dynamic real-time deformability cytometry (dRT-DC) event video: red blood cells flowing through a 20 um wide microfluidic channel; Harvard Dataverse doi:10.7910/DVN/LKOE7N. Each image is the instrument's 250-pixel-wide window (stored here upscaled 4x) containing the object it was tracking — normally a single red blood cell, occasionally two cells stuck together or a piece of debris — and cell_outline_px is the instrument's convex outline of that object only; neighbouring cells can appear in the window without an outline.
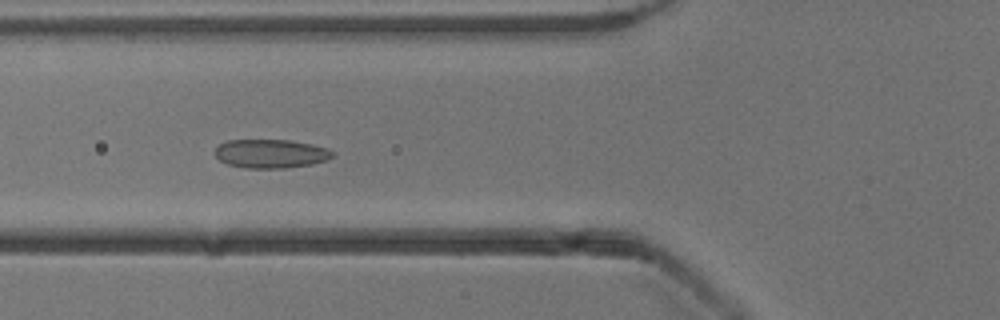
{"species": "common noctule bat (a hibernating species)", "species_latin": "Nyctalus noctula", "temperature_condition": "cold", "stored_images_in_passage": 24, "camera_frame_rate_fps": 3000, "um_per_image_px": 0.085, "animal": {"sex": "male", "body_mass_g": 13.3}, "frame": {"image": 1, "passage_image": 6, "time_ms": 1.667, "image_size_px": [1000, 320], "cell_outline_px": [[332, 156], [328, 160], [312, 164], [284, 168], [244, 168], [228, 164], [220, 160], [212, 152], [220, 144], [228, 140], [288, 140], [312, 144], [328, 148], [332, 152]], "centroid_in_image_um": [23.0, 13.06], "position_along_channel_um": 102.8, "area_um2": 19.71}}
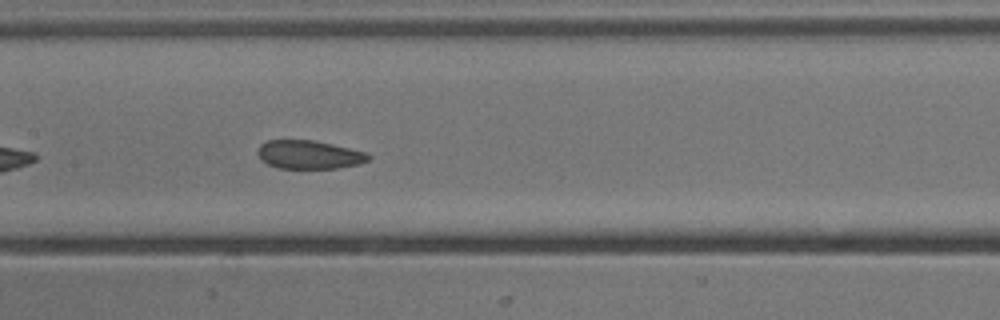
{"frame": {"image": 2, "passage_image": 12, "time_ms": 3.667, "image_size_px": [1000, 320], "cell_outline_px": [[372, 156], [368, 160], [356, 164], [336, 168], [280, 168], [268, 164], [260, 160], [256, 152], [260, 144], [268, 140], [312, 140], [332, 144], [368, 152]], "centroid_in_image_um": [26.25, 13.13], "position_along_channel_um": 181.2, "area_um2": 18.38}}
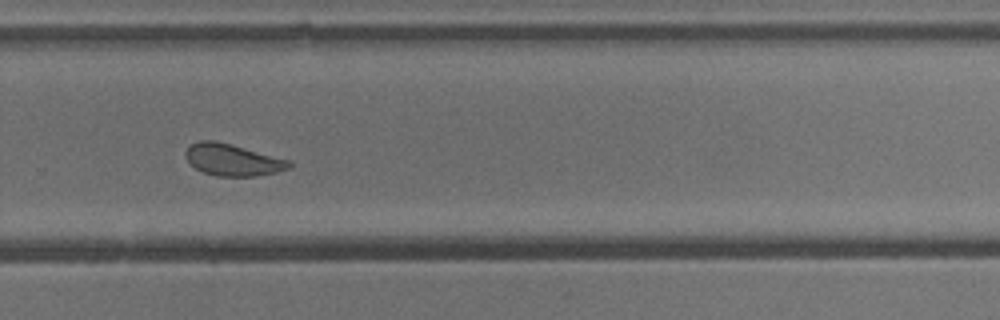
{"frame": {"image": 3, "passage_image": 22, "time_ms": 7.0, "image_size_px": [1000, 320], "cell_outline_px": [[292, 168], [276, 172], [256, 176], [216, 176], [204, 172], [188, 164], [184, 156], [184, 152], [192, 144], [200, 140], [216, 140], [232, 144], [288, 160], [292, 164]], "centroid_in_image_um": [19.74, 13.59], "position_along_channel_um": 310.1, "area_um2": 19.25}}